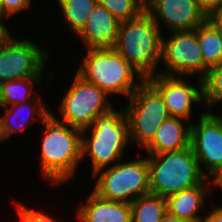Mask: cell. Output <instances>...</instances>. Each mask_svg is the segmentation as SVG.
Listing matches in <instances>:
<instances>
[{
    "label": "cell",
    "instance_id": "7402d4cb",
    "mask_svg": "<svg viewBox=\"0 0 222 222\" xmlns=\"http://www.w3.org/2000/svg\"><path fill=\"white\" fill-rule=\"evenodd\" d=\"M58 2L70 30L77 35L85 26L98 0H59Z\"/></svg>",
    "mask_w": 222,
    "mask_h": 222
},
{
    "label": "cell",
    "instance_id": "484cf974",
    "mask_svg": "<svg viewBox=\"0 0 222 222\" xmlns=\"http://www.w3.org/2000/svg\"><path fill=\"white\" fill-rule=\"evenodd\" d=\"M32 0H2L0 4V17H9L13 16L18 12H21L22 9L30 7Z\"/></svg>",
    "mask_w": 222,
    "mask_h": 222
},
{
    "label": "cell",
    "instance_id": "ba28073f",
    "mask_svg": "<svg viewBox=\"0 0 222 222\" xmlns=\"http://www.w3.org/2000/svg\"><path fill=\"white\" fill-rule=\"evenodd\" d=\"M107 95L97 85L83 80L76 74L59 105L62 121L86 133L98 115L112 108Z\"/></svg>",
    "mask_w": 222,
    "mask_h": 222
},
{
    "label": "cell",
    "instance_id": "d6a6232c",
    "mask_svg": "<svg viewBox=\"0 0 222 222\" xmlns=\"http://www.w3.org/2000/svg\"><path fill=\"white\" fill-rule=\"evenodd\" d=\"M3 139H2V135H1V131H0V142H2Z\"/></svg>",
    "mask_w": 222,
    "mask_h": 222
},
{
    "label": "cell",
    "instance_id": "e0dca14e",
    "mask_svg": "<svg viewBox=\"0 0 222 222\" xmlns=\"http://www.w3.org/2000/svg\"><path fill=\"white\" fill-rule=\"evenodd\" d=\"M205 180L195 187L181 190L166 197L167 212L186 222H201L198 212L206 200Z\"/></svg>",
    "mask_w": 222,
    "mask_h": 222
},
{
    "label": "cell",
    "instance_id": "44dd1931",
    "mask_svg": "<svg viewBox=\"0 0 222 222\" xmlns=\"http://www.w3.org/2000/svg\"><path fill=\"white\" fill-rule=\"evenodd\" d=\"M40 79V77H29L0 83V108L29 101L33 85L36 82L38 85Z\"/></svg>",
    "mask_w": 222,
    "mask_h": 222
},
{
    "label": "cell",
    "instance_id": "4316f807",
    "mask_svg": "<svg viewBox=\"0 0 222 222\" xmlns=\"http://www.w3.org/2000/svg\"><path fill=\"white\" fill-rule=\"evenodd\" d=\"M197 2L208 17H212L222 8V0H197Z\"/></svg>",
    "mask_w": 222,
    "mask_h": 222
},
{
    "label": "cell",
    "instance_id": "277c9868",
    "mask_svg": "<svg viewBox=\"0 0 222 222\" xmlns=\"http://www.w3.org/2000/svg\"><path fill=\"white\" fill-rule=\"evenodd\" d=\"M83 59L76 74L108 95L115 93L130 97L144 80L114 47L88 48ZM135 74L141 82H134Z\"/></svg>",
    "mask_w": 222,
    "mask_h": 222
},
{
    "label": "cell",
    "instance_id": "2e32d148",
    "mask_svg": "<svg viewBox=\"0 0 222 222\" xmlns=\"http://www.w3.org/2000/svg\"><path fill=\"white\" fill-rule=\"evenodd\" d=\"M181 118L169 117L158 128L154 139L145 147L148 155L183 150L190 146V127Z\"/></svg>",
    "mask_w": 222,
    "mask_h": 222
},
{
    "label": "cell",
    "instance_id": "7a4b0ae2",
    "mask_svg": "<svg viewBox=\"0 0 222 222\" xmlns=\"http://www.w3.org/2000/svg\"><path fill=\"white\" fill-rule=\"evenodd\" d=\"M161 47L159 26L145 10L138 17L120 23L114 49L144 80L156 75Z\"/></svg>",
    "mask_w": 222,
    "mask_h": 222
},
{
    "label": "cell",
    "instance_id": "6da1fadb",
    "mask_svg": "<svg viewBox=\"0 0 222 222\" xmlns=\"http://www.w3.org/2000/svg\"><path fill=\"white\" fill-rule=\"evenodd\" d=\"M43 124L45 133L40 157L42 175L53 184L65 183L73 177L82 160V131L59 121L52 113L44 119Z\"/></svg>",
    "mask_w": 222,
    "mask_h": 222
},
{
    "label": "cell",
    "instance_id": "83f0119b",
    "mask_svg": "<svg viewBox=\"0 0 222 222\" xmlns=\"http://www.w3.org/2000/svg\"><path fill=\"white\" fill-rule=\"evenodd\" d=\"M201 222H222V208L215 207Z\"/></svg>",
    "mask_w": 222,
    "mask_h": 222
},
{
    "label": "cell",
    "instance_id": "ffe728a7",
    "mask_svg": "<svg viewBox=\"0 0 222 222\" xmlns=\"http://www.w3.org/2000/svg\"><path fill=\"white\" fill-rule=\"evenodd\" d=\"M167 213L166 198L146 194L131 202V222H161Z\"/></svg>",
    "mask_w": 222,
    "mask_h": 222
},
{
    "label": "cell",
    "instance_id": "30bf717a",
    "mask_svg": "<svg viewBox=\"0 0 222 222\" xmlns=\"http://www.w3.org/2000/svg\"><path fill=\"white\" fill-rule=\"evenodd\" d=\"M199 124L190 123V146L199 166L214 176L213 184L222 176V114L201 113Z\"/></svg>",
    "mask_w": 222,
    "mask_h": 222
},
{
    "label": "cell",
    "instance_id": "4fadbf2b",
    "mask_svg": "<svg viewBox=\"0 0 222 222\" xmlns=\"http://www.w3.org/2000/svg\"><path fill=\"white\" fill-rule=\"evenodd\" d=\"M145 11L159 28L161 20L170 32L194 30L209 18L197 0H145Z\"/></svg>",
    "mask_w": 222,
    "mask_h": 222
},
{
    "label": "cell",
    "instance_id": "8fae6325",
    "mask_svg": "<svg viewBox=\"0 0 222 222\" xmlns=\"http://www.w3.org/2000/svg\"><path fill=\"white\" fill-rule=\"evenodd\" d=\"M47 58L48 53L32 41L11 37L0 48V83L40 77Z\"/></svg>",
    "mask_w": 222,
    "mask_h": 222
},
{
    "label": "cell",
    "instance_id": "f1b7e54d",
    "mask_svg": "<svg viewBox=\"0 0 222 222\" xmlns=\"http://www.w3.org/2000/svg\"><path fill=\"white\" fill-rule=\"evenodd\" d=\"M2 21V17H0V48L12 37L10 36L9 29Z\"/></svg>",
    "mask_w": 222,
    "mask_h": 222
},
{
    "label": "cell",
    "instance_id": "9c48e42d",
    "mask_svg": "<svg viewBox=\"0 0 222 222\" xmlns=\"http://www.w3.org/2000/svg\"><path fill=\"white\" fill-rule=\"evenodd\" d=\"M168 39L162 37L161 61L166 71L159 74L186 76L200 75L204 78V59L197 33L194 30L171 31Z\"/></svg>",
    "mask_w": 222,
    "mask_h": 222
},
{
    "label": "cell",
    "instance_id": "4dcf8cb0",
    "mask_svg": "<svg viewBox=\"0 0 222 222\" xmlns=\"http://www.w3.org/2000/svg\"><path fill=\"white\" fill-rule=\"evenodd\" d=\"M211 18L220 28H222V8L219 9Z\"/></svg>",
    "mask_w": 222,
    "mask_h": 222
},
{
    "label": "cell",
    "instance_id": "5bb4252c",
    "mask_svg": "<svg viewBox=\"0 0 222 222\" xmlns=\"http://www.w3.org/2000/svg\"><path fill=\"white\" fill-rule=\"evenodd\" d=\"M120 23L103 5L97 3L76 37L79 36L88 48L114 47Z\"/></svg>",
    "mask_w": 222,
    "mask_h": 222
},
{
    "label": "cell",
    "instance_id": "3957f363",
    "mask_svg": "<svg viewBox=\"0 0 222 222\" xmlns=\"http://www.w3.org/2000/svg\"><path fill=\"white\" fill-rule=\"evenodd\" d=\"M91 138L82 132L81 156L89 155L92 163V176L111 163L122 158L124 148L131 139L130 120L125 111L109 109L98 115L92 125Z\"/></svg>",
    "mask_w": 222,
    "mask_h": 222
},
{
    "label": "cell",
    "instance_id": "5b68a950",
    "mask_svg": "<svg viewBox=\"0 0 222 222\" xmlns=\"http://www.w3.org/2000/svg\"><path fill=\"white\" fill-rule=\"evenodd\" d=\"M150 193L167 197L207 180L191 146L173 152L148 155ZM202 169V170H201Z\"/></svg>",
    "mask_w": 222,
    "mask_h": 222
},
{
    "label": "cell",
    "instance_id": "1f68e13d",
    "mask_svg": "<svg viewBox=\"0 0 222 222\" xmlns=\"http://www.w3.org/2000/svg\"><path fill=\"white\" fill-rule=\"evenodd\" d=\"M215 185L222 187V176L215 182Z\"/></svg>",
    "mask_w": 222,
    "mask_h": 222
},
{
    "label": "cell",
    "instance_id": "d4e9b609",
    "mask_svg": "<svg viewBox=\"0 0 222 222\" xmlns=\"http://www.w3.org/2000/svg\"><path fill=\"white\" fill-rule=\"evenodd\" d=\"M18 214L21 222H57L49 215L27 208L25 205L17 203Z\"/></svg>",
    "mask_w": 222,
    "mask_h": 222
},
{
    "label": "cell",
    "instance_id": "d6986e66",
    "mask_svg": "<svg viewBox=\"0 0 222 222\" xmlns=\"http://www.w3.org/2000/svg\"><path fill=\"white\" fill-rule=\"evenodd\" d=\"M29 104L30 103L28 102V104H27V101H26V102L19 103L16 105H11L10 108H9V106L4 107L6 109L5 114L2 117H0V131H1L3 141L5 139H9L10 135H13V133H15L17 130L19 131V130L25 129L26 127L24 126V124L25 125L31 124L30 122H32V120L34 121L39 118H41L40 120L43 122L44 119L51 113L49 111V109L46 108V106L43 103L42 104L40 103V100L36 101L31 107L28 106ZM22 108H25L24 111L30 112V115H32V116H34L33 114H35V117H32L31 120L29 118H27V119L24 118L27 121H22L23 122V124L21 123L22 125H18L17 123L15 125V123H13L14 122L13 120H15L14 118L16 115H18V114L21 115L20 114L21 112L20 113H18V112ZM37 115H38V117L36 118ZM20 126H21V128H20Z\"/></svg>",
    "mask_w": 222,
    "mask_h": 222
},
{
    "label": "cell",
    "instance_id": "9a60e30c",
    "mask_svg": "<svg viewBox=\"0 0 222 222\" xmlns=\"http://www.w3.org/2000/svg\"><path fill=\"white\" fill-rule=\"evenodd\" d=\"M78 209L81 222H131V203L101 198L93 191Z\"/></svg>",
    "mask_w": 222,
    "mask_h": 222
},
{
    "label": "cell",
    "instance_id": "cb8c5ba5",
    "mask_svg": "<svg viewBox=\"0 0 222 222\" xmlns=\"http://www.w3.org/2000/svg\"><path fill=\"white\" fill-rule=\"evenodd\" d=\"M203 98L207 108H211L222 101V62L211 67L202 79Z\"/></svg>",
    "mask_w": 222,
    "mask_h": 222
},
{
    "label": "cell",
    "instance_id": "f546056e",
    "mask_svg": "<svg viewBox=\"0 0 222 222\" xmlns=\"http://www.w3.org/2000/svg\"><path fill=\"white\" fill-rule=\"evenodd\" d=\"M161 222H186L182 219L177 218L176 216H173L169 214L168 212L164 215L163 219Z\"/></svg>",
    "mask_w": 222,
    "mask_h": 222
},
{
    "label": "cell",
    "instance_id": "ac0fdd59",
    "mask_svg": "<svg viewBox=\"0 0 222 222\" xmlns=\"http://www.w3.org/2000/svg\"><path fill=\"white\" fill-rule=\"evenodd\" d=\"M204 59V77L208 70L222 62V32L220 27L209 17L195 28Z\"/></svg>",
    "mask_w": 222,
    "mask_h": 222
},
{
    "label": "cell",
    "instance_id": "52a82bcc",
    "mask_svg": "<svg viewBox=\"0 0 222 222\" xmlns=\"http://www.w3.org/2000/svg\"><path fill=\"white\" fill-rule=\"evenodd\" d=\"M128 99L129 107L124 111L130 120L131 139L144 149L170 114L161 94L147 80Z\"/></svg>",
    "mask_w": 222,
    "mask_h": 222
},
{
    "label": "cell",
    "instance_id": "8992f818",
    "mask_svg": "<svg viewBox=\"0 0 222 222\" xmlns=\"http://www.w3.org/2000/svg\"><path fill=\"white\" fill-rule=\"evenodd\" d=\"M105 169L104 172L100 170L93 175V177L98 176L93 192L101 198L131 203L140 196L150 193L147 158L126 163L119 162Z\"/></svg>",
    "mask_w": 222,
    "mask_h": 222
},
{
    "label": "cell",
    "instance_id": "603a6c76",
    "mask_svg": "<svg viewBox=\"0 0 222 222\" xmlns=\"http://www.w3.org/2000/svg\"><path fill=\"white\" fill-rule=\"evenodd\" d=\"M118 21L138 17L145 10V0H98Z\"/></svg>",
    "mask_w": 222,
    "mask_h": 222
},
{
    "label": "cell",
    "instance_id": "7c38bea8",
    "mask_svg": "<svg viewBox=\"0 0 222 222\" xmlns=\"http://www.w3.org/2000/svg\"><path fill=\"white\" fill-rule=\"evenodd\" d=\"M146 80L161 94L171 117L190 119L192 103L204 100L201 79L199 89L175 75L158 73Z\"/></svg>",
    "mask_w": 222,
    "mask_h": 222
}]
</instances>
